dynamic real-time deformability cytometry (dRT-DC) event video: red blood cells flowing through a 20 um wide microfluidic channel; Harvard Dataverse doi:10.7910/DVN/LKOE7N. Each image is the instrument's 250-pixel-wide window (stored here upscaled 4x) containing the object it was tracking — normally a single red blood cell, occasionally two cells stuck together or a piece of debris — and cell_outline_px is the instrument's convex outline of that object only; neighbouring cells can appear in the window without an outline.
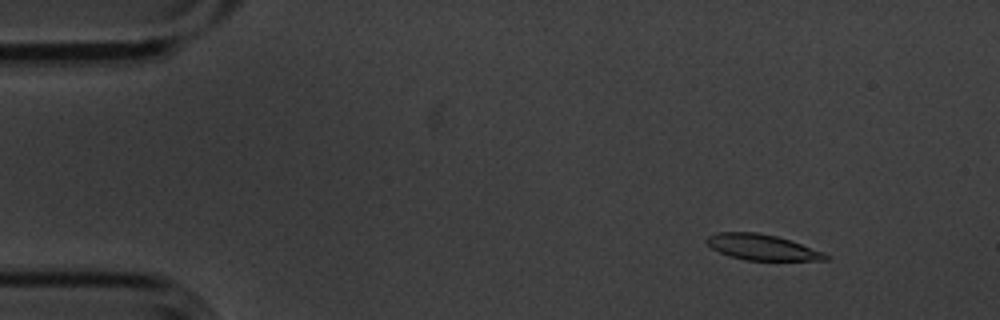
{"species": "common noctule bat (a hibernating species)", "species_latin": "Nyctalus noctula", "temperature_condition": "cold", "stored_images_in_passage": 6, "camera_frame_rate_fps": 3000, "um_per_image_px": 0.085, "animal": {"sex": "male", "body_mass_g": 20.1, "forearm_length_mm": 53.5}, "frame": {"image": 1, "passage_image": 2, "time_ms": 0.333, "image_size_px": [1000, 320], "cell_outline_px": [[832, 256], [828, 260], [744, 260], [728, 256], [712, 248], [704, 240], [708, 236], [716, 232], [760, 232], [776, 236], [824, 252]], "centroid_in_image_um": [64.76, 21.01], "position_along_channel_um": 20.2, "area_um2": 17.8}}
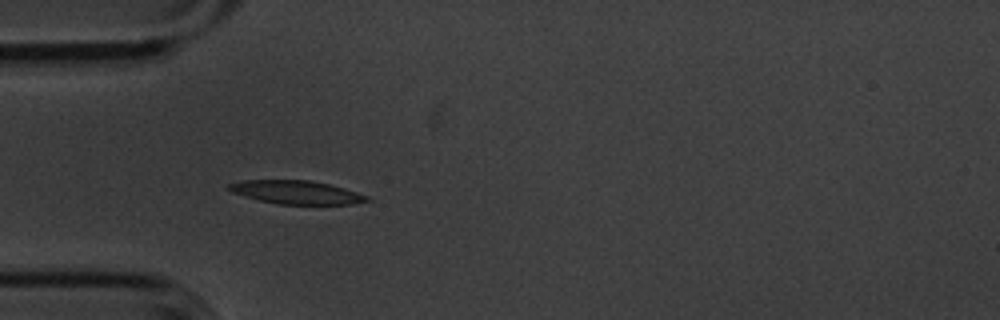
{"frame": {"image": 2, "passage_image": 5, "time_ms": 1.333, "image_size_px": [1000, 320], "cell_outline_px": [[372, 200], [352, 204], [280, 204], [260, 200], [244, 196], [232, 192], [228, 188], [228, 184], [244, 180], [308, 180], [328, 184], [344, 188], [368, 196]], "centroid_in_image_um": [25.2, 16.34], "position_along_channel_um": 59.8, "area_um2": 18.61}}
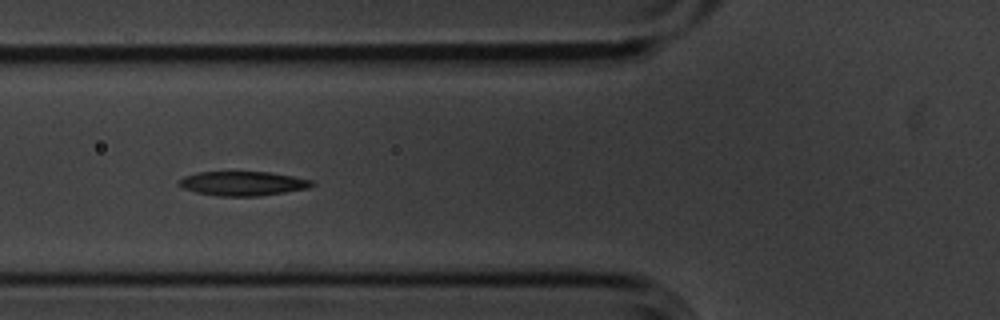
{"frame": {"image": 3, "passage_image": 6, "time_ms": 1.667, "image_size_px": [1000, 320], "cell_outline_px": [[316, 184], [308, 188], [284, 192], [256, 196], [220, 196], [196, 192], [184, 188], [176, 184], [176, 180], [184, 176], [200, 172], [272, 172], [312, 180]], "centroid_in_image_um": [20.61, 15.59], "position_along_channel_um": 105.2, "area_um2": 18.79}}